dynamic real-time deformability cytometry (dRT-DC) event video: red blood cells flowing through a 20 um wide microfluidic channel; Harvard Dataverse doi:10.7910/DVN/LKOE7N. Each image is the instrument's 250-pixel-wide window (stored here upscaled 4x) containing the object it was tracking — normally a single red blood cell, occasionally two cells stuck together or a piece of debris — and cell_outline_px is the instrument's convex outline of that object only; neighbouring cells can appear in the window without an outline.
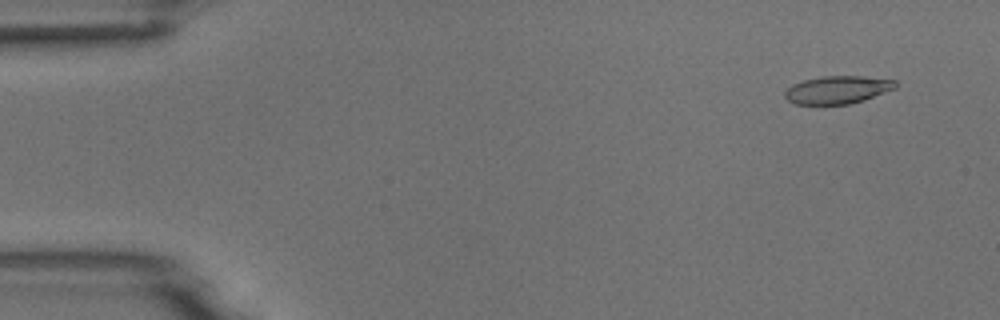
{"species": "common noctule bat (a hibernating species)", "species_latin": "Nyctalus noctula", "temperature_condition": "room temperature", "stored_images_in_passage": 4, "camera_frame_rate_fps": 3000, "um_per_image_px": 0.085, "animal": {"sex": "male", "body_mass_g": 18.8}, "frame": {"image": 1, "passage_image": 1, "time_ms": 0.0, "image_size_px": [1000, 320], "cell_outline_px": [[896, 88], [864, 100], [848, 104], [796, 104], [788, 100], [784, 96], [784, 92], [792, 84], [804, 80], [824, 76], [864, 76], [896, 80]], "centroid_in_image_um": [71.2, 7.63], "position_along_channel_um": 13.8, "area_um2": 17.86}}
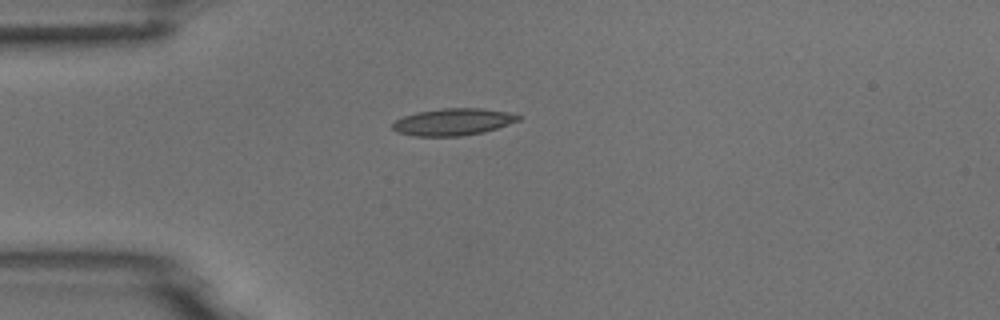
{"frame": {"image": 2, "passage_image": 4, "time_ms": 3.333, "image_size_px": [1000, 320], "cell_outline_px": [[520, 120], [484, 132], [460, 136], [416, 136], [396, 132], [392, 128], [392, 124], [396, 120], [404, 116], [416, 112], [444, 108], [484, 108], [508, 112], [520, 116]], "centroid_in_image_um": [38.5, 10.36], "position_along_channel_um": 46.5, "area_um2": 19.71}}